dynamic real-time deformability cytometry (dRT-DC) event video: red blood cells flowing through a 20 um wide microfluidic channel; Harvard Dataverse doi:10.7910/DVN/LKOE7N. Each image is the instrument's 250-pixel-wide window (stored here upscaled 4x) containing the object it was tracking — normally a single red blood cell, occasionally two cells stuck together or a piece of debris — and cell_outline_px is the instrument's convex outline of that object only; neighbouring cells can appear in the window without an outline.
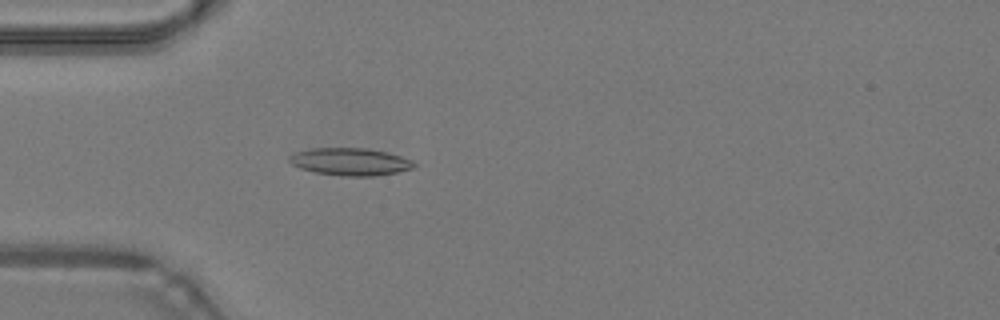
{"species": "common noctule bat (a hibernating species)", "species_latin": "Nyctalus noctula", "temperature_condition": "warm", "stored_images_in_passage": 29, "camera_frame_rate_fps": 3000, "um_per_image_px": 0.085, "animal": {"sex": "male", "body_mass_g": 19.2, "forearm_length_mm": 51.8}, "frame": {"image": 1, "passage_image": 4, "time_ms": 1.0, "image_size_px": [1000, 320], "cell_outline_px": [[416, 168], [396, 172], [372, 176], [344, 176], [316, 172], [300, 168], [292, 164], [288, 160], [288, 156], [292, 152], [312, 148], [368, 148], [388, 152], [412, 160], [416, 164]], "centroid_in_image_um": [29.76, 13.73], "position_along_channel_um": 55.2, "area_um2": 20.06}}
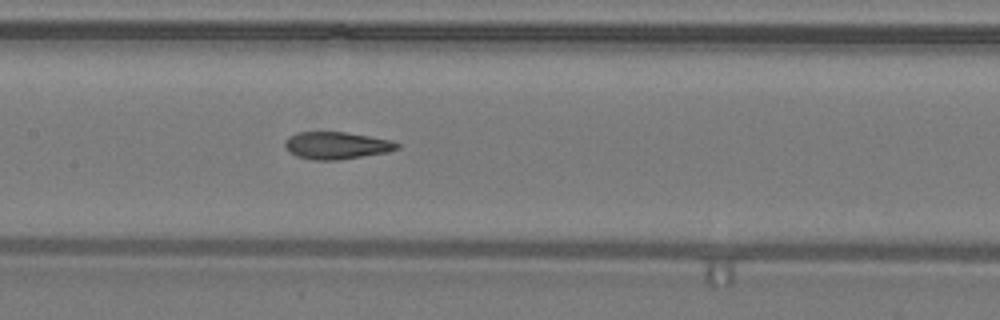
{"frame": {"image": 2, "passage_image": 13, "time_ms": 4.0, "image_size_px": [1000, 320], "cell_outline_px": [[400, 148], [388, 152], [336, 160], [316, 160], [296, 156], [284, 144], [284, 140], [288, 136], [296, 132], [344, 132], [392, 140], [400, 144]], "centroid_in_image_um": [28.62, 12.35], "position_along_channel_um": 178.8, "area_um2": 17.69}}
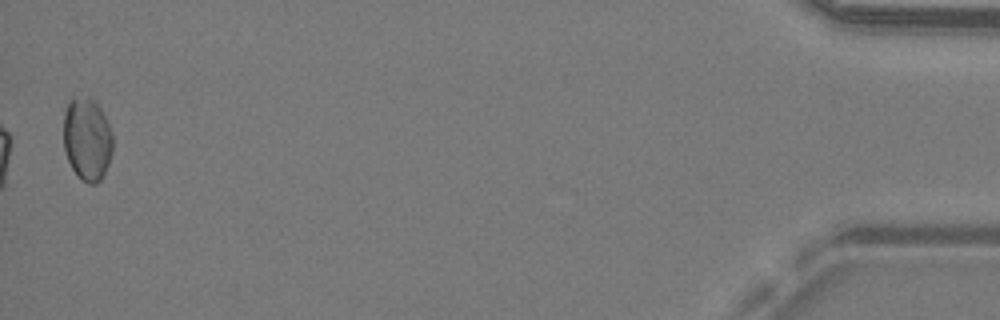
{"frame": {"image": 3, "passage_image": 29, "time_ms": 9.333, "image_size_px": [1000, 320], "cell_outline_px": [[112, 152], [104, 176], [96, 184], [88, 184], [72, 168], [68, 160], [64, 148], [64, 112], [68, 100], [72, 96], [88, 96], [96, 100], [112, 132]], "centroid_in_image_um": [7.4, 11.77], "position_along_channel_um": 427.8, "area_um2": 23.99}, "authors_computed_cell_mechanics": {"area_um2": 17.6868, "velocity_mm_per_s": 4.3052, "shape_relaxation_time_tau1_ms": 9.2953, "shape_relaxation_time_tau2_ms": 2.4028, "deformation_change_tau1": 0.2757, "deformation_change_tau2": 0.106}}